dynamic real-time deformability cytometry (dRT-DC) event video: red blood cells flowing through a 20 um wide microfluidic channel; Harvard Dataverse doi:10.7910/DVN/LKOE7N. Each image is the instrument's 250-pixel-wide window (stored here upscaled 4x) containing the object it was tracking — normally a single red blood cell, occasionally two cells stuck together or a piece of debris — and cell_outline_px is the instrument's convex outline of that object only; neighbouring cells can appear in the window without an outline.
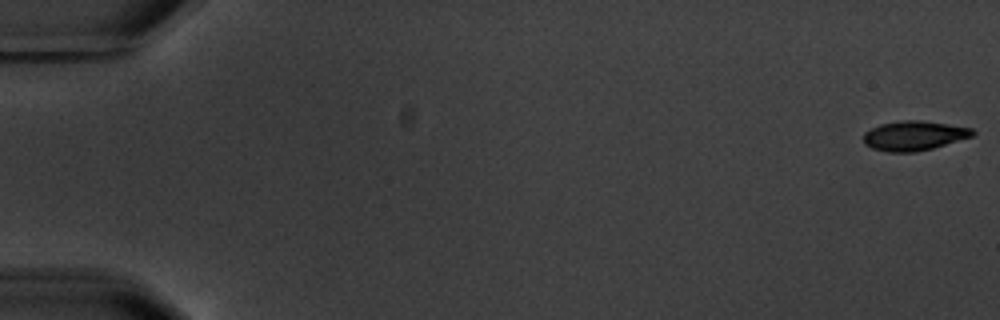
{"species": "common noctule bat (a hibernating species)", "species_latin": "Nyctalus noctula", "temperature_condition": "warm", "stored_images_in_passage": 8, "camera_frame_rate_fps": 3000, "um_per_image_px": 0.085, "animal": {"sex": "male", "body_mass_g": 20.1, "forearm_length_mm": 53.5}, "frame": {"image": 1, "passage_image": 1, "time_ms": 0.0, "image_size_px": [1000, 320], "cell_outline_px": [[976, 132], [972, 136], [932, 148], [916, 152], [888, 152], [872, 148], [864, 144], [864, 132], [880, 124], [900, 120], [920, 120], [948, 124], [972, 128]], "centroid_in_image_um": [77.67, 11.53], "position_along_channel_um": 7.3, "area_um2": 18.73}}
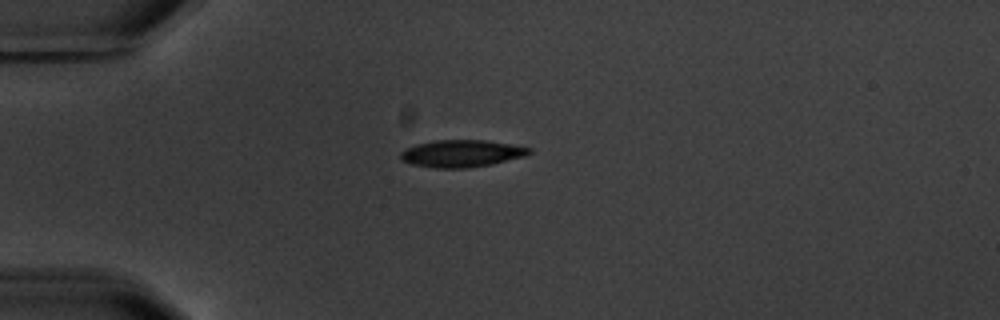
{"frame": {"image": 2, "passage_image": 3, "time_ms": 5.0, "image_size_px": [1000, 320], "cell_outline_px": [[532, 152], [524, 156], [492, 164], [468, 168], [436, 168], [412, 164], [400, 160], [400, 152], [404, 148], [416, 144], [436, 140], [484, 140], [532, 148]], "centroid_in_image_um": [39.19, 13.05], "position_along_channel_um": 45.8, "area_um2": 20.35}}
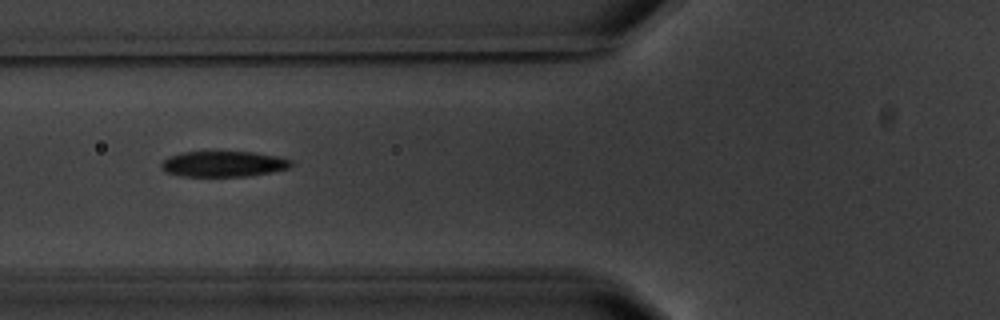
{"frame": {"image": 3, "passage_image": 5, "time_ms": 7.333, "image_size_px": [1000, 320], "cell_outline_px": [[292, 164], [288, 168], [272, 172], [248, 176], [184, 176], [164, 172], [160, 168], [160, 164], [168, 156], [184, 152], [256, 152], [276, 156], [292, 160]], "centroid_in_image_um": [18.97, 13.93], "position_along_channel_um": 106.8, "area_um2": 19.42}}